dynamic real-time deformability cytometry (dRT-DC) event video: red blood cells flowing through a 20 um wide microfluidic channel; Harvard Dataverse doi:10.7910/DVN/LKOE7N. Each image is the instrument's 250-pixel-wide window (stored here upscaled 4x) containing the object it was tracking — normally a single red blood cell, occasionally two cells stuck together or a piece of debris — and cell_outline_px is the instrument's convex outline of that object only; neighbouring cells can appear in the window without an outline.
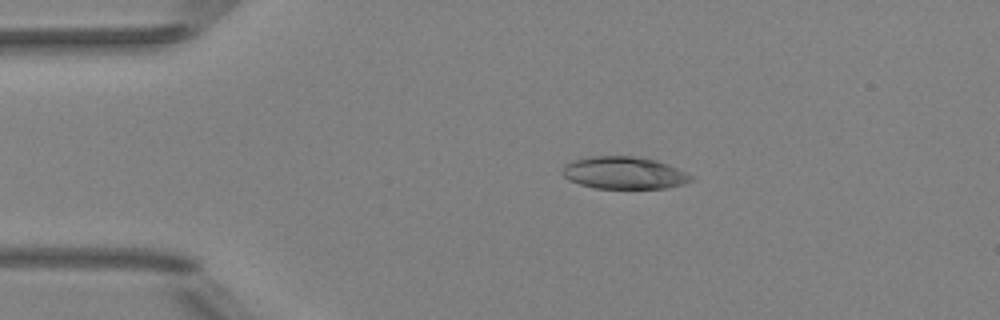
{"species": "Egyptian fruit bat (a non-hibernating species)", "species_latin": "Rousettus aegyptiacus", "temperature_condition": "room temperature", "stored_images_in_passage": 51, "camera_frame_rate_fps": 3000, "um_per_image_px": 0.085, "animal": {"sex": "female"}, "frame": {"image": 1, "passage_image": 10, "time_ms": 3.0, "image_size_px": [1000, 320], "cell_outline_px": [[692, 180], [684, 184], [668, 188], [596, 188], [580, 184], [568, 180], [564, 176], [564, 164], [576, 160], [592, 156], [632, 156], [656, 160], [676, 168], [692, 176]], "centroid_in_image_um": [53.05, 14.7], "position_along_channel_um": 32.0, "area_um2": 23.87}}
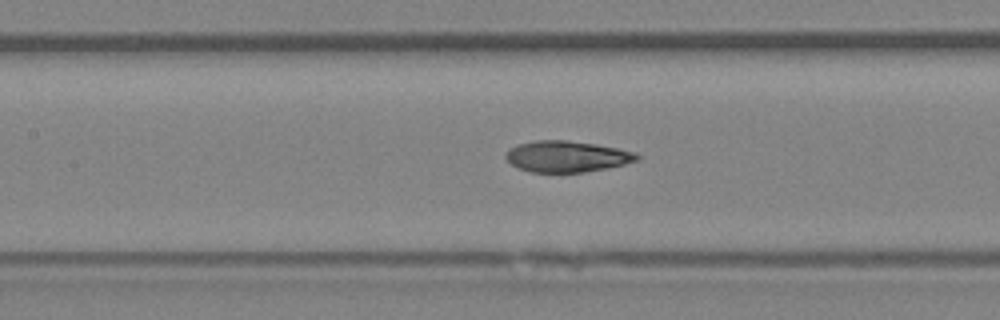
{"frame": {"image": 2, "passage_image": 23, "time_ms": 7.333, "image_size_px": [1000, 320], "cell_outline_px": [[640, 156], [636, 160], [624, 164], [584, 172], [532, 172], [516, 168], [504, 156], [516, 144], [536, 140], [568, 140], [596, 144], [636, 152]], "centroid_in_image_um": [48.16, 13.29], "position_along_channel_um": 159.2, "area_um2": 23.64}}
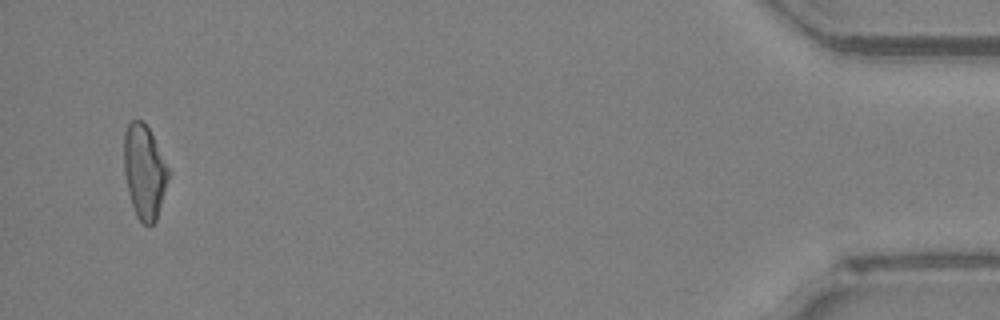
{"frame": {"image": 3, "passage_image": 49, "time_ms": 16.0, "image_size_px": [1000, 320], "cell_outline_px": [[172, 172], [156, 220], [152, 224], [144, 224], [136, 216], [128, 192], [124, 172], [124, 132], [128, 124], [132, 120], [140, 120], [148, 128]], "centroid_in_image_um": [12.3, 14.6], "position_along_channel_um": 422.9, "area_um2": 24.45}, "authors_computed_cell_mechanics": {"area_um2": 24.3338, "velocity_mm_per_s": 4.0127, "shape_relaxation_time_tau1_ms": 6.6861, "shape_relaxation_time_tau2_ms": 1.7216, "deformation_change_tau1": 0.2147, "deformation_change_tau2": 0.0784}}